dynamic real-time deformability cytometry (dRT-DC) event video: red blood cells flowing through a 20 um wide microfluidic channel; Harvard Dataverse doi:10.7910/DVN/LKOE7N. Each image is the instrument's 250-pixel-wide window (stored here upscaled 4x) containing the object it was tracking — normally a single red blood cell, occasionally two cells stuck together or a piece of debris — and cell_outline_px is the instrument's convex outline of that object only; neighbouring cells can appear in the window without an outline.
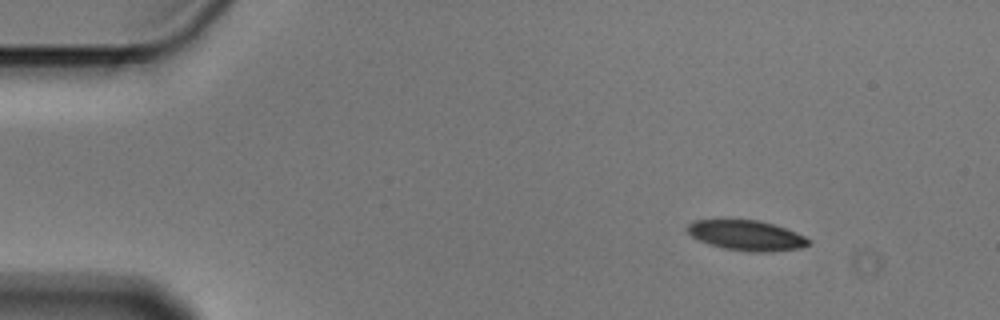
{"species": "Egyptian fruit bat (a non-hibernating species)", "species_latin": "Rousettus aegyptiacus", "temperature_condition": "cold", "stored_images_in_passage": 9, "camera_frame_rate_fps": 3000, "um_per_image_px": 0.085, "animal": {"sex": "male"}, "frame": {"image": 1, "passage_image": 1, "time_ms": 0.0, "image_size_px": [1000, 320], "cell_outline_px": [[812, 244], [804, 248], [772, 252], [752, 252], [724, 248], [700, 240], [692, 236], [688, 232], [688, 224], [692, 220], [760, 220], [796, 232], [812, 240]], "centroid_in_image_um": [63.54, 20.02], "position_along_channel_um": 21.5, "area_um2": 21.27}}
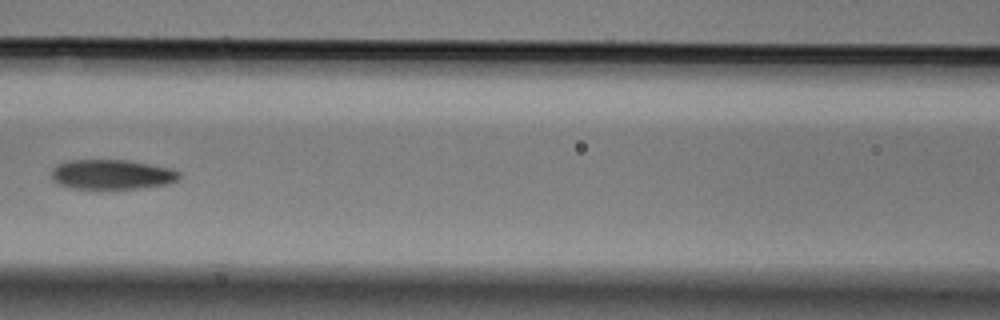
{"frame": {"image": 2, "passage_image": 6, "time_ms": 1.667, "image_size_px": [1000, 320], "cell_outline_px": [[180, 180], [168, 184], [140, 188], [72, 188], [60, 184], [52, 180], [52, 168], [56, 164], [68, 160], [128, 160], [172, 168], [180, 172]], "centroid_in_image_um": [9.54, 14.82], "position_along_channel_um": 157.1, "area_um2": 22.25}}
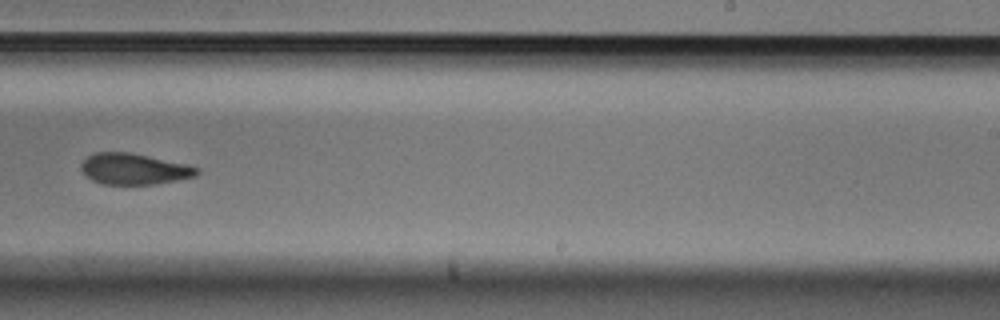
{"frame": {"image": 3, "passage_image": 9, "time_ms": 2.667, "image_size_px": [1000, 320], "cell_outline_px": [[200, 172], [196, 176], [156, 184], [100, 184], [92, 180], [80, 168], [80, 164], [88, 156], [96, 152], [132, 152], [188, 164], [200, 168]], "centroid_in_image_um": [11.42, 14.35], "position_along_channel_um": 277.6, "area_um2": 21.1}}